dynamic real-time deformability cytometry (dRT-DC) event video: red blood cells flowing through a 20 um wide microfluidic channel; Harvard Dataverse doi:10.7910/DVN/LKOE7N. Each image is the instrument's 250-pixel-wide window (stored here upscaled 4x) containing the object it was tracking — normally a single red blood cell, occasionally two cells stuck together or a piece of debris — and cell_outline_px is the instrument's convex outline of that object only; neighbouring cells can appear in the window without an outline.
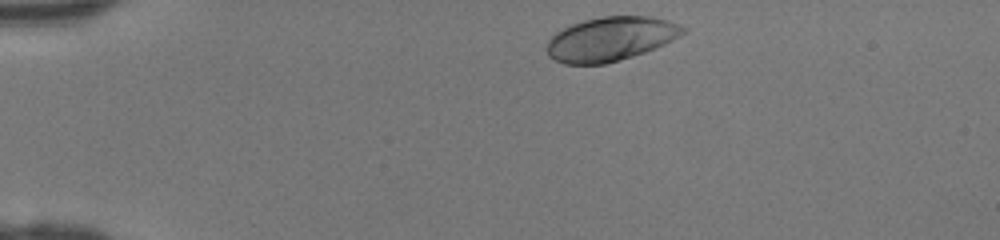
{"species": "human", "species_latin": "Homo sapiens", "temperature_condition": "room temperature", "stored_images_in_passage": 33, "camera_frame_rate_fps": 3000, "um_per_image_px": 0.085, "donor": {"sex": "female"}, "frame": {"image": 1, "passage_image": 1, "time_ms": 0.0, "image_size_px": [1000, 240], "cell_outline_px": [[688, 28], [680, 36], [664, 44], [644, 52], [620, 60], [604, 64], [564, 64], [548, 56], [544, 48], [548, 40], [556, 32], [572, 24], [584, 20], [604, 16], [652, 16], [668, 20]], "centroid_in_image_um": [51.88, 3.31], "position_along_channel_um": 33.1, "area_um2": 35.03}}
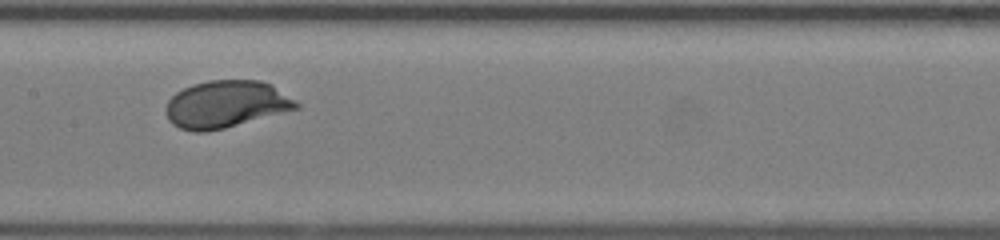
{"frame": {"image": 2, "passage_image": 16, "time_ms": 5.0, "image_size_px": [1000, 240], "cell_outline_px": [[300, 108], [224, 128], [208, 132], [192, 132], [180, 128], [172, 124], [168, 120], [164, 112], [164, 108], [168, 100], [176, 92], [192, 84], [208, 80], [260, 80], [272, 84], [296, 100], [300, 104]], "centroid_in_image_um": [19.19, 8.86], "position_along_channel_um": 188.2, "area_um2": 36.24}}
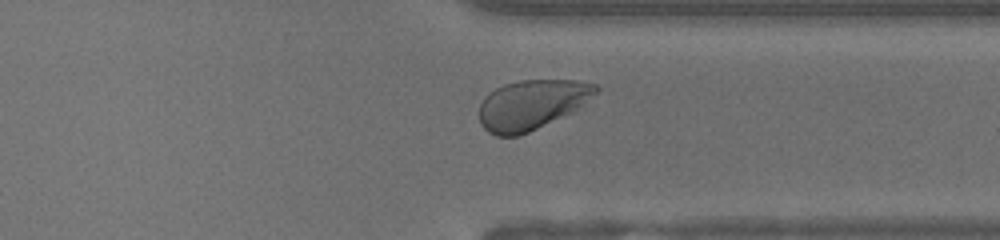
{"frame": {"image": 3, "passage_image": 28, "time_ms": 9.0, "image_size_px": [1000, 240], "cell_outline_px": [[600, 88], [596, 92], [572, 112], [520, 136], [496, 136], [488, 132], [480, 124], [480, 104], [484, 96], [496, 88], [504, 84], [520, 80], [576, 80], [596, 84]], "centroid_in_image_um": [45.15, 8.89], "position_along_channel_um": 366.2, "area_um2": 33.58}}